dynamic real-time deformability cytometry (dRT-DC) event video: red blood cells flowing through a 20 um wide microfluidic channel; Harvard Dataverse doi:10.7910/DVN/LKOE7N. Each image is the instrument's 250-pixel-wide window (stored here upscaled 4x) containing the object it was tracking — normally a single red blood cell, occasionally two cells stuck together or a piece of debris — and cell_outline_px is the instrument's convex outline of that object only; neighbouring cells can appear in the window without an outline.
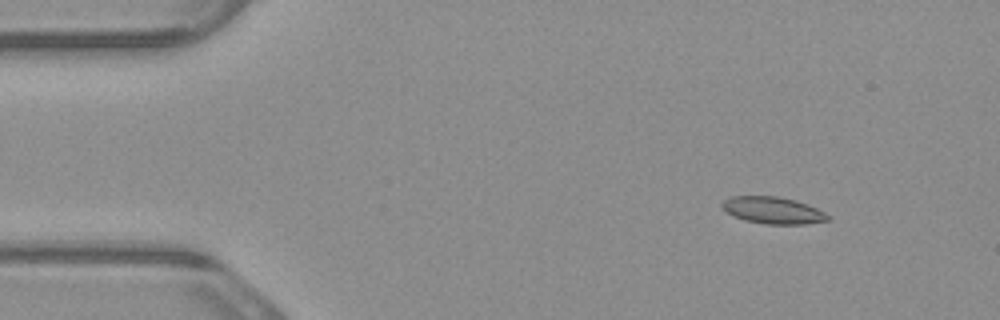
{"species": "common noctule bat (a hibernating species)", "species_latin": "Nyctalus noctula", "temperature_condition": "warm", "stored_images_in_passage": 13, "camera_frame_rate_fps": 3000, "um_per_image_px": 0.085, "animal": {"sex": "male", "body_mass_g": 23.1, "forearm_length_mm": 52.7}, "frame": {"image": 1, "passage_image": 2, "time_ms": 0.333, "image_size_px": [1000, 320], "cell_outline_px": [[832, 216], [828, 220], [808, 224], [764, 224], [744, 220], [732, 216], [720, 208], [720, 204], [724, 200], [732, 196], [776, 196], [796, 200], [808, 204]], "centroid_in_image_um": [65.68, 17.88], "position_along_channel_um": 19.3, "area_um2": 16.82}}
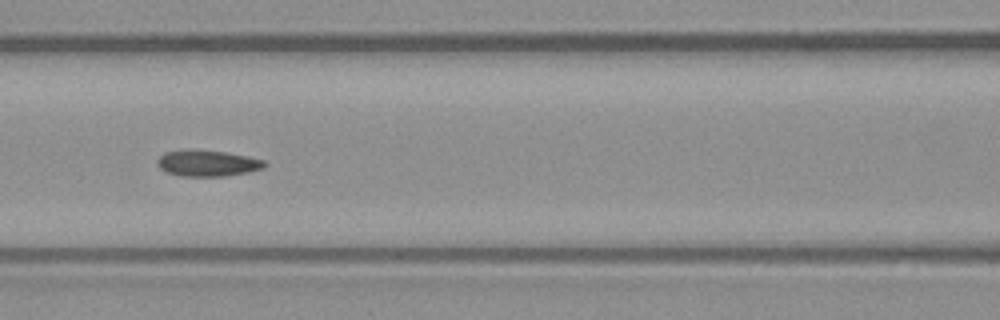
{"frame": {"image": 2, "passage_image": 6, "time_ms": 1.667, "image_size_px": [1000, 320], "cell_outline_px": [[268, 164], [264, 168], [248, 172], [224, 176], [180, 176], [168, 172], [160, 168], [156, 164], [156, 160], [164, 152], [188, 148], [192, 148], [224, 152], [248, 156], [264, 160]], "centroid_in_image_um": [17.62, 13.85], "position_along_channel_um": 149.0, "area_um2": 16.65}}
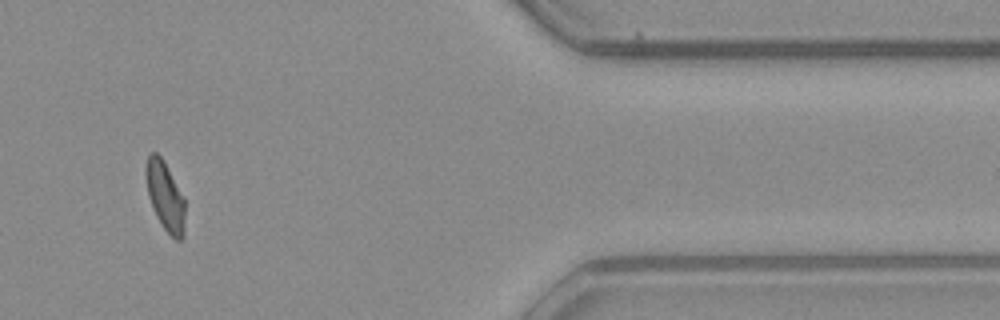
{"frame": {"image": 3, "passage_image": 12, "time_ms": 3.667, "image_size_px": [1000, 320], "cell_outline_px": [[184, 236], [180, 240], [176, 240], [164, 228], [156, 216], [148, 196], [144, 172], [148, 152], [156, 152], [164, 160], [184, 196]], "centroid_in_image_um": [14.02, 16.62], "position_along_channel_um": 397.4, "area_um2": 15.95}}